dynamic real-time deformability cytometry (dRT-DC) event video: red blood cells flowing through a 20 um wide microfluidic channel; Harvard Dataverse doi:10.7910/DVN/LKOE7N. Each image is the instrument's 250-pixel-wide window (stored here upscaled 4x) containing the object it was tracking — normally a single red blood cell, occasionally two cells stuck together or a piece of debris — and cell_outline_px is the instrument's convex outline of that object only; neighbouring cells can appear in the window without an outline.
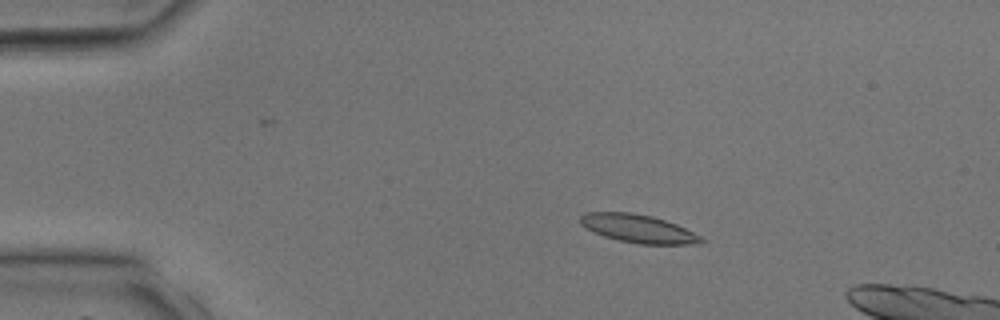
{"species": "common noctule bat (a hibernating species)", "species_latin": "Nyctalus noctula", "temperature_condition": "room temperature", "stored_images_in_passage": 37, "camera_frame_rate_fps": 3000, "um_per_image_px": 0.085, "animal": {"sex": "male", "body_mass_g": 17.9, "forearm_length_mm": 54.2}, "frame": {"image": 1, "passage_image": 7, "time_ms": 2.0, "image_size_px": [1000, 320], "cell_outline_px": [[704, 240], [700, 244], [640, 244], [620, 240], [604, 236], [580, 224], [580, 216], [584, 212], [632, 212], [652, 216], [676, 224], [700, 236]], "centroid_in_image_um": [54.24, 19.42], "position_along_channel_um": 30.8, "area_um2": 19.59}}
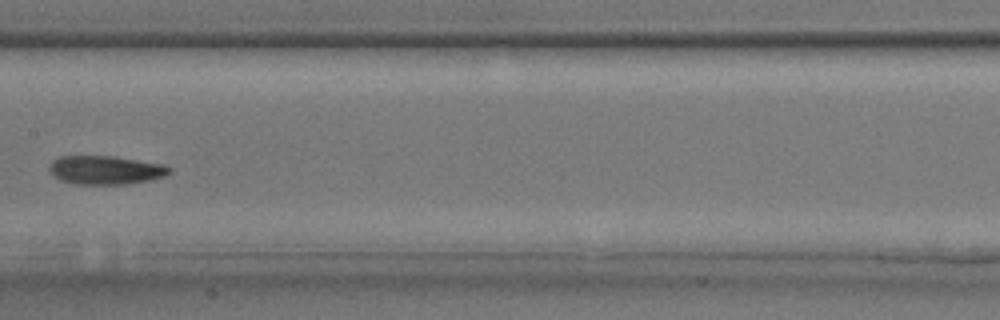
{"frame": {"image": 2, "passage_image": 20, "time_ms": 6.333, "image_size_px": [1000, 320], "cell_outline_px": [[172, 172], [164, 176], [148, 180], [128, 184], [76, 184], [60, 180], [48, 168], [52, 160], [60, 156], [116, 156], [164, 164], [172, 168]], "centroid_in_image_um": [9.01, 14.44], "position_along_channel_um": 198.4, "area_um2": 20.11}}
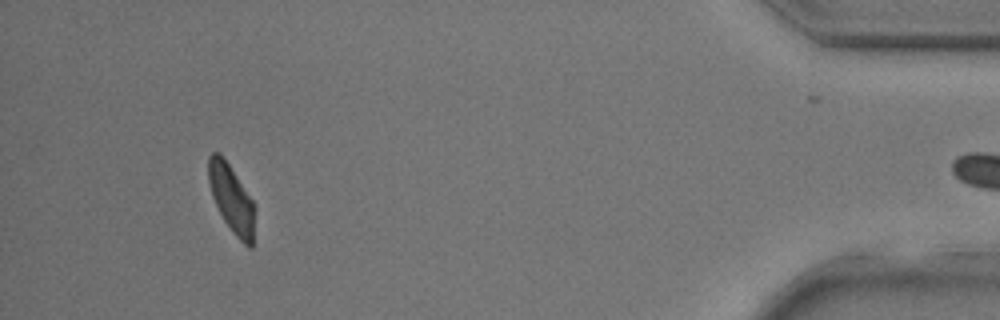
{"frame": {"image": 3, "passage_image": 36, "time_ms": 11.667, "image_size_px": [1000, 320], "cell_outline_px": [[252, 248], [248, 248], [232, 232], [224, 220], [212, 196], [208, 180], [208, 156], [212, 152], [220, 152], [224, 156], [252, 200]], "centroid_in_image_um": [19.61, 16.81], "position_along_channel_um": 415.6, "area_um2": 17.74}}